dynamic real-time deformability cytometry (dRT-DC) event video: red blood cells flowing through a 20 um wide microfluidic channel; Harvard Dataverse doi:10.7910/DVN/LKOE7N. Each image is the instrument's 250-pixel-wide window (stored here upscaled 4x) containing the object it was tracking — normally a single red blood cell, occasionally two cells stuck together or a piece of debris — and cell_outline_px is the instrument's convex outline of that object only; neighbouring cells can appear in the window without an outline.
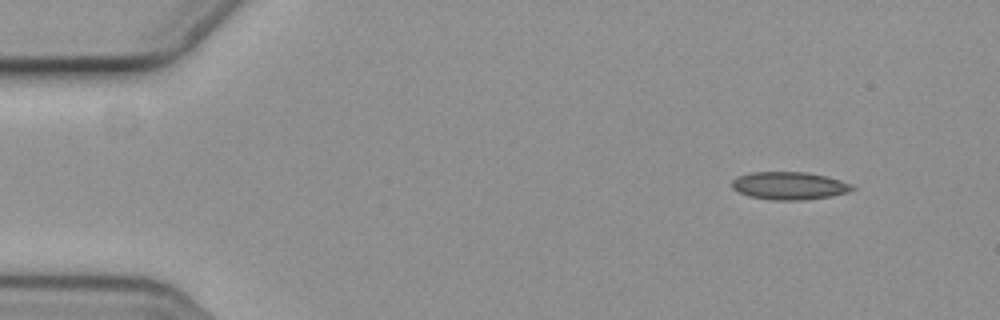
{"species": "common noctule bat (a hibernating species)", "species_latin": "Nyctalus noctula", "temperature_condition": "cold", "stored_images_in_passage": 4, "camera_frame_rate_fps": 3000, "um_per_image_px": 0.085, "animal": {"sex": "female", "body_mass_g": 19.3, "forearm_length_mm": 54.1}, "frame": {"image": 1, "passage_image": 1, "time_ms": 0.0, "image_size_px": [1000, 320], "cell_outline_px": [[856, 188], [848, 192], [832, 196], [804, 200], [772, 200], [752, 196], [740, 192], [732, 188], [732, 180], [736, 176], [752, 172], [804, 172], [824, 176], [840, 180], [852, 184]], "centroid_in_image_um": [67.1, 15.78], "position_along_channel_um": 17.9, "area_um2": 19.36}}
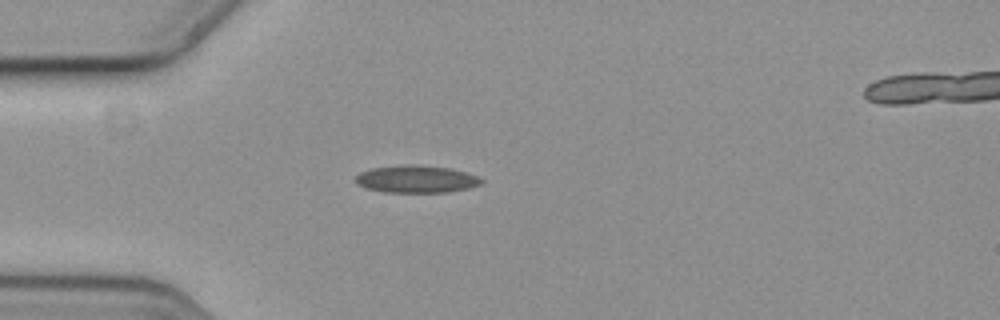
{"frame": {"image": 2, "passage_image": 3, "time_ms": 0.667, "image_size_px": [1000, 320], "cell_outline_px": [[484, 180], [480, 184], [468, 188], [448, 192], [384, 192], [368, 188], [356, 184], [356, 176], [360, 172], [372, 168], [448, 168], [464, 172], [476, 176]], "centroid_in_image_um": [35.4, 15.29], "position_along_channel_um": 49.6, "area_um2": 18.67}}